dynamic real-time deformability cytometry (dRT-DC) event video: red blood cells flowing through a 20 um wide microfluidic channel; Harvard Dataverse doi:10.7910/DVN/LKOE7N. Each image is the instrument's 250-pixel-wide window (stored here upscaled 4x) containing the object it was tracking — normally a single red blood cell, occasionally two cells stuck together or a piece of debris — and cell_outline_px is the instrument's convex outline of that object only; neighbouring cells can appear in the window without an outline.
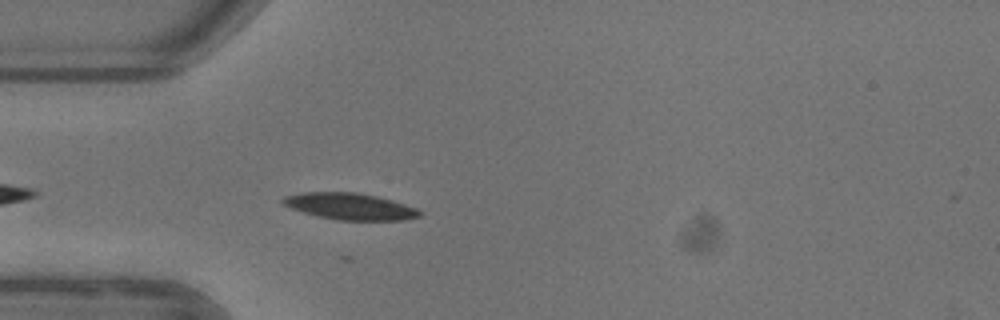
{"species": "common noctule bat (a hibernating species)", "species_latin": "Nyctalus noctula", "temperature_condition": "warm", "stored_images_in_passage": 18, "camera_frame_rate_fps": 3000, "um_per_image_px": 0.085, "animal": {"sex": "female"}, "frame": {"image": 1, "passage_image": 1, "time_ms": 0.0, "image_size_px": [1000, 320], "cell_outline_px": [[424, 212], [420, 216], [408, 220], [336, 220], [316, 216], [292, 208], [284, 204], [280, 200], [284, 196], [300, 192], [356, 192], [376, 196], [392, 200], [416, 208]], "centroid_in_image_um": [29.76, 17.54], "position_along_channel_um": 55.2, "area_um2": 21.27}}
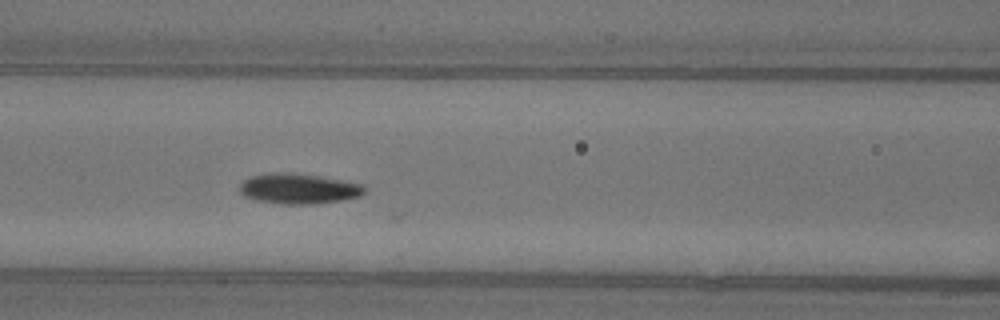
{"frame": {"image": 2, "passage_image": 8, "time_ms": 2.333, "image_size_px": [1000, 320], "cell_outline_px": [[364, 192], [360, 196], [340, 200], [316, 204], [280, 204], [256, 200], [244, 196], [240, 192], [240, 184], [244, 180], [252, 176], [292, 172], [364, 184]], "centroid_in_image_um": [25.38, 16.06], "position_along_channel_um": 141.2, "area_um2": 21.68}}